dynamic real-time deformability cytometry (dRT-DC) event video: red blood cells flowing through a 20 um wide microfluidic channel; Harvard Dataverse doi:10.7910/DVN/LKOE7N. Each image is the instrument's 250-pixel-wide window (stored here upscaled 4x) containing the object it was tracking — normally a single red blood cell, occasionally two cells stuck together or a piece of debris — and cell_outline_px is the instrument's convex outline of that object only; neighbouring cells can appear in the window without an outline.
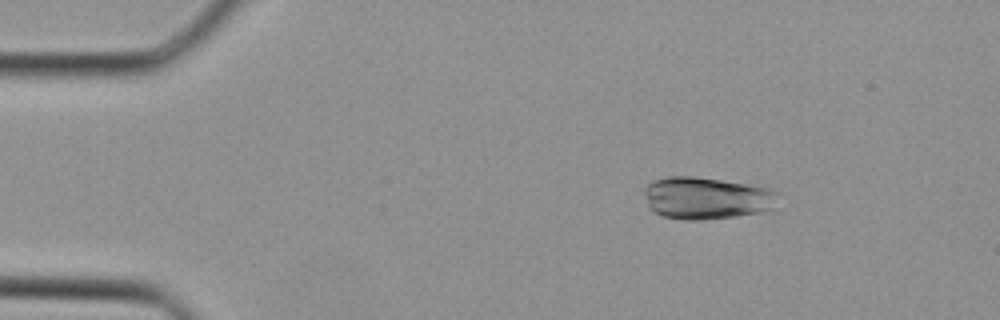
{"species": "Egyptian fruit bat (a non-hibernating species)", "species_latin": "Rousettus aegyptiacus", "temperature_condition": "cold", "stored_images_in_passage": 35, "camera_frame_rate_fps": 3000, "um_per_image_px": 0.085, "animal": {"sex": "female"}, "frame": {"image": 1, "passage_image": 4, "time_ms": 1.0, "image_size_px": [1000, 320], "cell_outline_px": [[776, 192], [772, 208], [760, 212], [736, 216], [704, 220], [684, 220], [664, 216], [656, 212], [648, 204], [644, 192], [644, 188], [652, 180], [668, 176], [696, 176], [768, 188]], "centroid_in_image_um": [59.99, 16.83], "position_along_channel_um": 25.0, "area_um2": 32.43}}
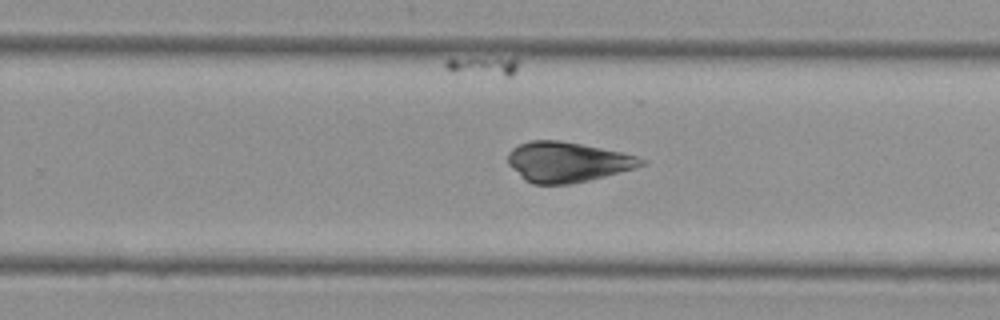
{"frame": {"image": 2, "passage_image": 22, "time_ms": 7.0, "image_size_px": [1000, 320], "cell_outline_px": [[648, 164], [636, 168], [588, 180], [568, 184], [532, 184], [524, 180], [508, 164], [508, 152], [512, 148], [528, 140], [560, 140], [620, 152], [636, 156], [648, 160]], "centroid_in_image_um": [48.22, 13.77], "position_along_channel_um": 281.6, "area_um2": 31.15}}
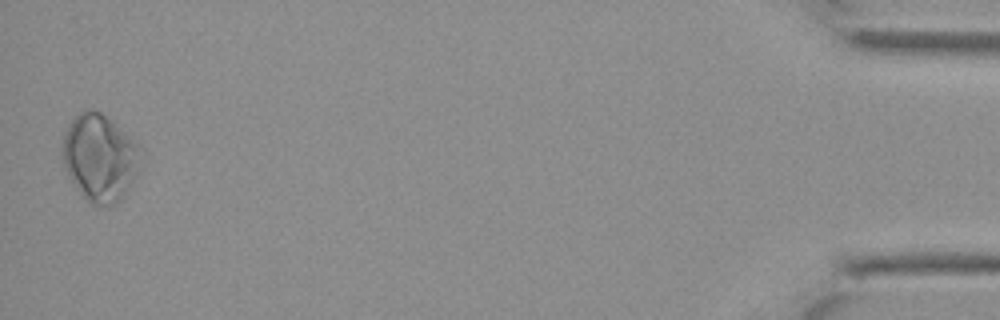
{"frame": {"image": 3, "passage_image": 35, "time_ms": 11.333, "image_size_px": [1000, 320], "cell_outline_px": [[144, 160], [136, 176], [120, 200], [116, 204], [108, 208], [104, 208], [92, 204], [76, 188], [68, 176], [60, 152], [60, 148], [64, 132], [68, 124], [80, 112], [92, 108], [100, 112], [136, 140], [140, 144]], "centroid_in_image_um": [8.5, 13.41], "position_along_channel_um": 426.7, "area_um2": 40.58}}